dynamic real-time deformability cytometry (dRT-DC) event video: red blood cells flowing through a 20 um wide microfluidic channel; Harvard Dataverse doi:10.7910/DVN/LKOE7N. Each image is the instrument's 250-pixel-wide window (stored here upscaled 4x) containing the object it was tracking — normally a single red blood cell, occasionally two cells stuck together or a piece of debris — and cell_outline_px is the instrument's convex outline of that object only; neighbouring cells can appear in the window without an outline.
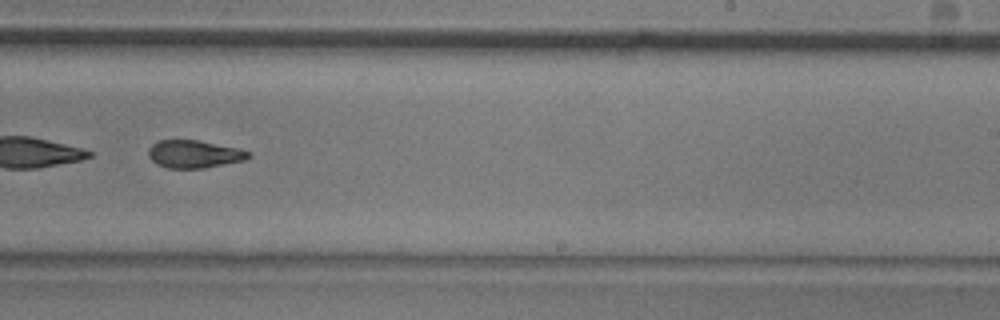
{"species": "common noctule bat (a hibernating species)", "species_latin": "Nyctalus noctula", "temperature_condition": "room temperature", "stored_images_in_passage": 52, "segment_of_instrument_passage": [2, 2], "camera_frame_rate_fps": 3000, "um_per_image_px": 0.085, "animal": {"sex": "male", "body_mass_g": 20.5, "forearm_length_mm": 52.5}, "frame": {"image": 1, "passage_image": 32, "time_ms": 10.333, "image_size_px": [1000, 320], "cell_outline_px": [[252, 156], [248, 160], [204, 168], [168, 168], [156, 164], [148, 156], [148, 148], [152, 144], [160, 140], [196, 140], [240, 148], [252, 152]], "centroid_in_image_um": [16.56, 13.1], "position_along_channel_um": 272.4, "area_um2": 16.42}}
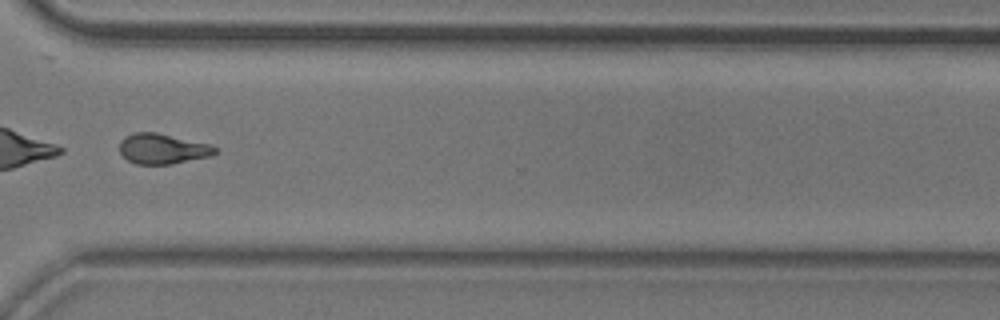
{"frame": {"image": 2, "passage_image": 39, "time_ms": 12.667, "image_size_px": [1000, 320], "cell_outline_px": [[220, 152], [212, 156], [172, 164], [136, 164], [128, 160], [120, 152], [120, 140], [124, 136], [136, 132], [156, 132], [212, 144], [220, 148]], "centroid_in_image_um": [13.9, 12.64], "position_along_channel_um": 356.7, "area_um2": 17.22}}